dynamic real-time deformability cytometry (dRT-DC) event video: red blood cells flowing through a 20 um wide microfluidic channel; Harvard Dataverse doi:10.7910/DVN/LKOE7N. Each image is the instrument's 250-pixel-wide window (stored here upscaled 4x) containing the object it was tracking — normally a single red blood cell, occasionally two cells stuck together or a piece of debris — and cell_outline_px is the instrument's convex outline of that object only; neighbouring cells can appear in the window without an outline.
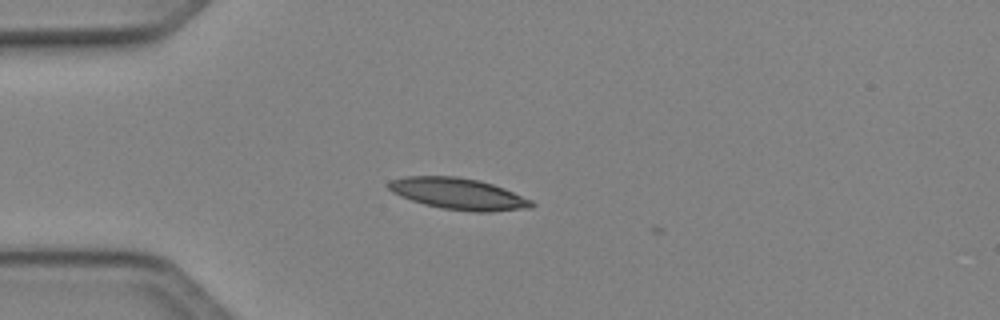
{"species": "Egyptian fruit bat (a non-hibernating species)", "species_latin": "Rousettus aegyptiacus", "temperature_condition": "cold", "stored_images_in_passage": 2, "camera_frame_rate_fps": 3000, "um_per_image_px": 0.085, "animal": {"sex": "female"}, "frame": {"image": 1, "passage_image": 1, "time_ms": 0.0, "image_size_px": [1000, 320], "cell_outline_px": [[536, 204], [532, 208], [492, 212], [476, 212], [440, 208], [424, 204], [400, 196], [392, 192], [388, 188], [388, 184], [392, 180], [408, 176], [456, 176], [476, 180], [492, 184], [504, 188], [532, 200]], "centroid_in_image_um": [39.0, 16.49], "position_along_channel_um": 46.0, "area_um2": 26.13}}